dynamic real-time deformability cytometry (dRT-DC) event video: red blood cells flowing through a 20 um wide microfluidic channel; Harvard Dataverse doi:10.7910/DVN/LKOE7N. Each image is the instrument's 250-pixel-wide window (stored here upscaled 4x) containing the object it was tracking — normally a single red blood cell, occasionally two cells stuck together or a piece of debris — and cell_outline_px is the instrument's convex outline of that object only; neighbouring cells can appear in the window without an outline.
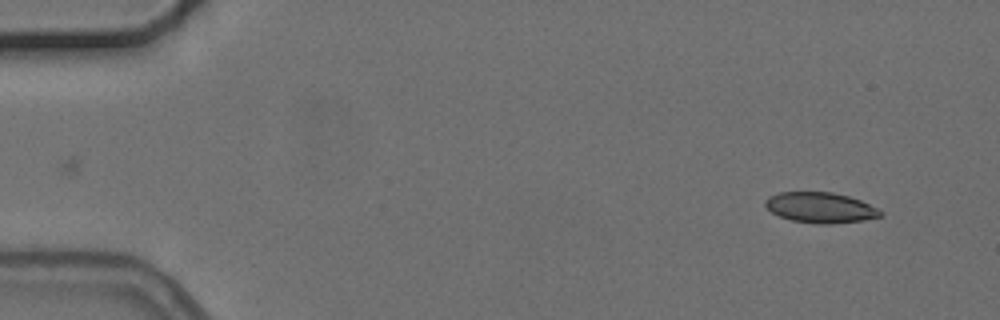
{"species": "common noctule bat (a hibernating species)", "species_latin": "Nyctalus noctula", "temperature_condition": "cold", "stored_images_in_passage": 4, "camera_frame_rate_fps": 3000, "um_per_image_px": 0.085, "animal": {"sex": "female", "body_mass_g": 24.6, "forearm_length_mm": 56.2}, "frame": {"image": 1, "passage_image": 1, "time_ms": 0.0, "image_size_px": [1000, 320], "cell_outline_px": [[884, 216], [864, 220], [832, 224], [816, 224], [792, 220], [780, 216], [772, 212], [764, 204], [764, 200], [768, 196], [780, 192], [832, 192], [848, 196], [860, 200], [884, 212]], "centroid_in_image_um": [69.74, 17.65], "position_along_channel_um": 15.3, "area_um2": 20.52}}
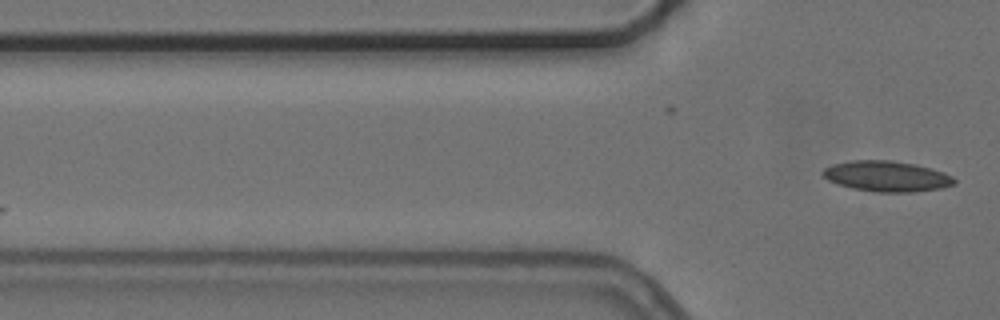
{"frame": {"image": 2, "passage_image": 4, "time_ms": 3.667, "image_size_px": [1000, 320], "cell_outline_px": [[956, 184], [940, 188], [916, 192], [876, 192], [852, 188], [828, 180], [820, 172], [824, 168], [832, 164], [852, 160], [888, 160], [912, 164], [944, 172], [952, 176], [956, 180]], "centroid_in_image_um": [75.36, 14.99], "position_along_channel_um": 50.4, "area_um2": 23.29}}